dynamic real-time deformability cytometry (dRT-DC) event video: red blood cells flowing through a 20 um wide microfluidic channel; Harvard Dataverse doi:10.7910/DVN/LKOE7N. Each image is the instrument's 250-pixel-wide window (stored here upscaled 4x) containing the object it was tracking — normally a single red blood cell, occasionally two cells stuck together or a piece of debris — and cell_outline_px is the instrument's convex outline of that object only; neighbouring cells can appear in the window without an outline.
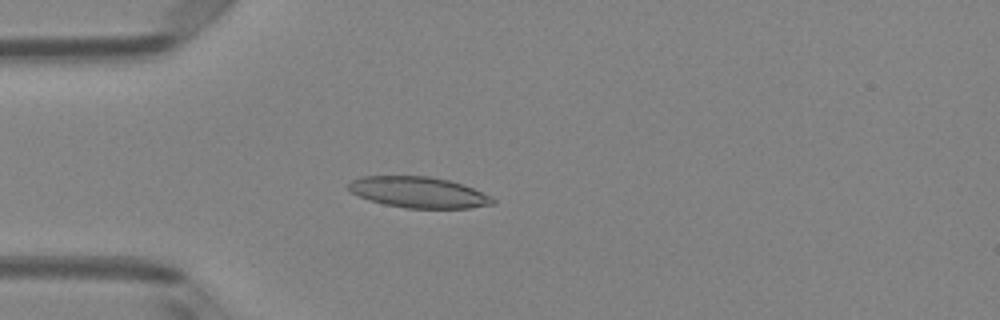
{"species": "Egyptian fruit bat (a non-hibernating species)", "species_latin": "Rousettus aegyptiacus", "temperature_condition": "room temperature", "stored_images_in_passage": 49, "camera_frame_rate_fps": 3000, "um_per_image_px": 0.085, "animal": {"sex": "female"}, "frame": {"image": 1, "passage_image": 13, "time_ms": 4.0, "image_size_px": [1000, 320], "cell_outline_px": [[496, 204], [468, 208], [408, 208], [384, 204], [368, 200], [352, 192], [348, 188], [348, 184], [352, 180], [360, 176], [428, 176], [448, 180], [464, 184], [492, 196], [496, 200]], "centroid_in_image_um": [35.62, 16.34], "position_along_channel_um": 49.4, "area_um2": 26.13}}
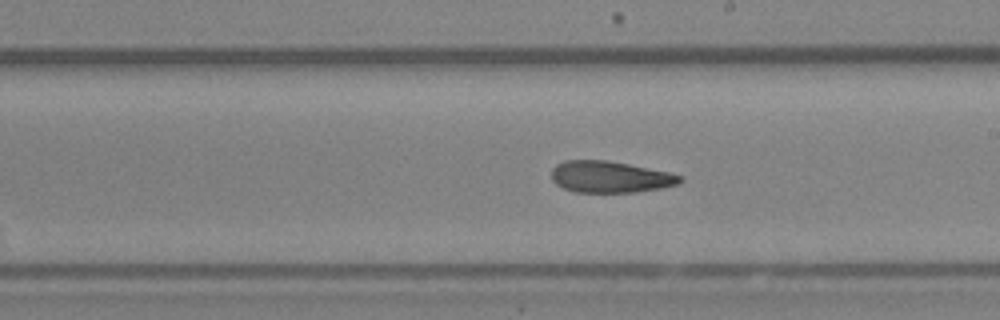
{"frame": {"image": 2, "passage_image": 28, "time_ms": 9.0, "image_size_px": [1000, 320], "cell_outline_px": [[684, 180], [680, 184], [660, 188], [636, 192], [576, 192], [564, 188], [556, 184], [552, 180], [552, 168], [556, 164], [564, 160], [608, 160], [672, 172], [684, 176]], "centroid_in_image_um": [51.91, 15.03], "position_along_channel_um": 237.1, "area_um2": 23.93}}
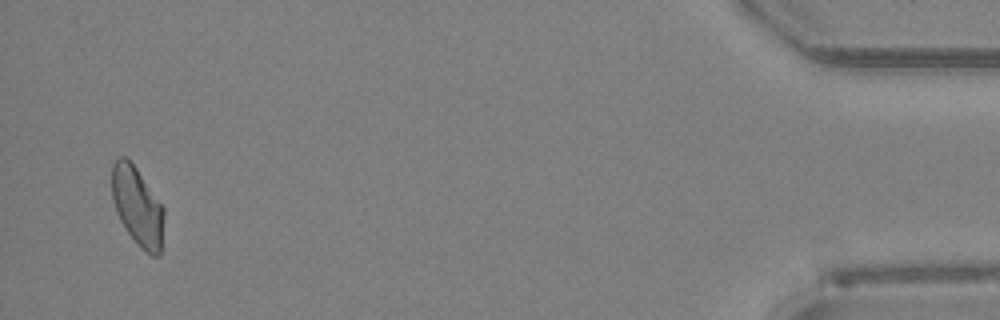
{"frame": {"image": 3, "passage_image": 48, "time_ms": 15.667, "image_size_px": [1000, 320], "cell_outline_px": [[164, 216], [160, 256], [152, 256], [140, 248], [128, 232], [120, 220], [116, 212], [112, 200], [112, 164], [120, 156], [124, 156], [136, 168], [164, 208]], "centroid_in_image_um": [11.68, 17.57], "position_along_channel_um": 423.5, "area_um2": 23.7}, "authors_computed_cell_mechanics": {"area_um2": 24.3916, "velocity_mm_per_s": 4.0218, "shape_relaxation_time_tau1_ms": null, "shape_relaxation_time_tau2_ms": 4.4525, "deformation_change_tau1": null, "deformation_change_tau2": 0.1291}}